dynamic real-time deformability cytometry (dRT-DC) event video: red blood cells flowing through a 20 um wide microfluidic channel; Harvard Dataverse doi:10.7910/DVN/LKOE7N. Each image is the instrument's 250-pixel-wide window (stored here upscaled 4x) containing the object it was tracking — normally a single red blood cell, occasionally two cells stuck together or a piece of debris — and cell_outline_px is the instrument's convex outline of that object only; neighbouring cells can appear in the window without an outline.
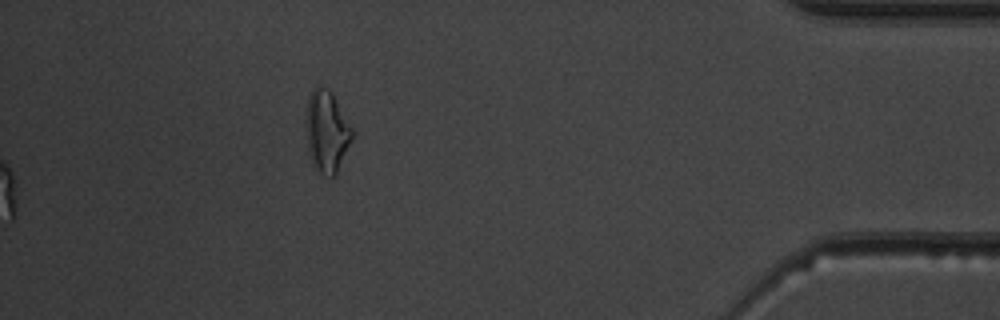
{"species": "common noctule bat (a hibernating species)", "species_latin": "Nyctalus noctula", "temperature_condition": "warm", "stored_images_in_passage": 54, "segment_of_instrument_passage": [2, 2], "camera_frame_rate_fps": 3000, "um_per_image_px": 0.085, "animal": {"sex": "male", "body_mass_g": 19.5, "forearm_length_mm": 54.6}, "frame": {"image": 1, "passage_image": 54, "time_ms": 17.667, "image_size_px": [1000, 320], "cell_outline_px": [[352, 140], [336, 176], [324, 176], [312, 164], [308, 152], [308, 96], [312, 88], [316, 84], [320, 84], [328, 88], [332, 92], [352, 128]], "centroid_in_image_um": [27.8, 11.16], "position_along_channel_um": 407.4, "area_um2": 21.79}}